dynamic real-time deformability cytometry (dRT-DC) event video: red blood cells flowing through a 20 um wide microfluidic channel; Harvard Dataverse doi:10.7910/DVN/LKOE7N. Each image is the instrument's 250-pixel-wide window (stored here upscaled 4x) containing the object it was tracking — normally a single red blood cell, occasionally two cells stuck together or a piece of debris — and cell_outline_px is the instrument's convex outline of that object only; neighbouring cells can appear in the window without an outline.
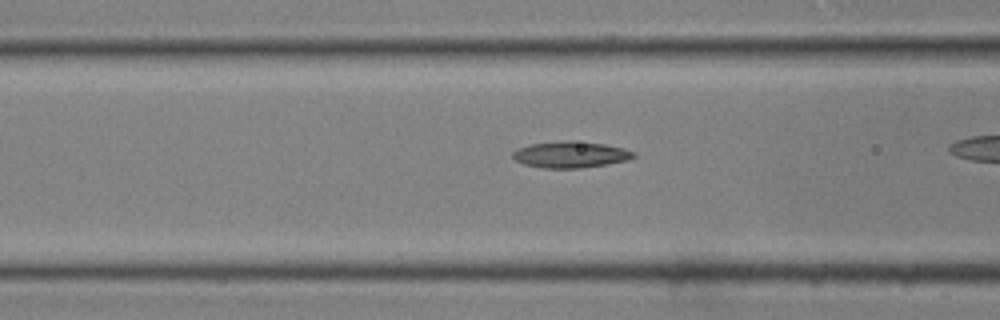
{"species": "common noctule bat (a hibernating species)", "species_latin": "Nyctalus noctula", "temperature_condition": "room temperature", "stored_images_in_passage": 29, "camera_frame_rate_fps": 3000, "um_per_image_px": 0.085, "animal": {"sex": "male", "body_mass_g": 19.0, "forearm_length_mm": 50.8}, "frame": {"image": 1, "passage_image": 13, "time_ms": 4.0, "image_size_px": [1000, 320], "cell_outline_px": [[636, 156], [628, 160], [580, 168], [544, 168], [524, 164], [516, 160], [512, 156], [512, 152], [516, 148], [528, 144], [564, 140], [572, 140], [604, 144], [624, 148], [636, 152]], "centroid_in_image_um": [48.48, 13.12], "position_along_channel_um": 118.1, "area_um2": 18.67}}
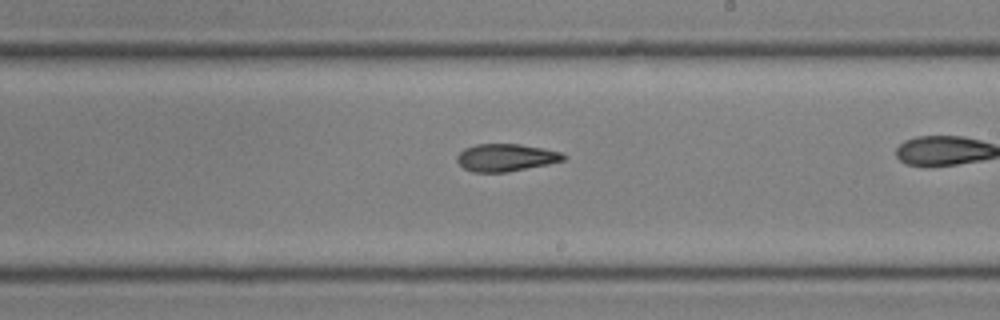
{"frame": {"image": 2, "passage_image": 21, "time_ms": 6.667, "image_size_px": [1000, 320], "cell_outline_px": [[568, 156], [564, 160], [548, 164], [504, 172], [472, 172], [464, 168], [456, 160], [456, 156], [464, 148], [476, 144], [520, 144], [560, 152]], "centroid_in_image_um": [42.97, 13.39], "position_along_channel_um": 246.0, "area_um2": 16.88}}